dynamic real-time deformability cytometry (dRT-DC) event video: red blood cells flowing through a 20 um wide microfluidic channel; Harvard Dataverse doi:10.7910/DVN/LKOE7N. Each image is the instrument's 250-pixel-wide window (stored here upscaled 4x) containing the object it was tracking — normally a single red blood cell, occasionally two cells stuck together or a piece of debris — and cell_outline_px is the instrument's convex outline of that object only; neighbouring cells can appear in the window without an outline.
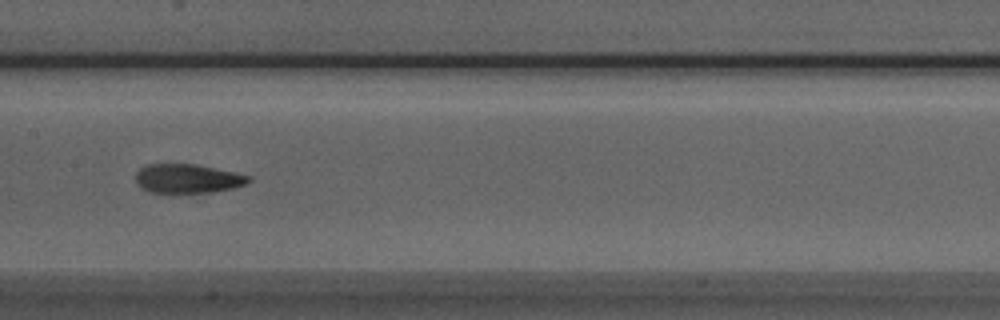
{"species": "Egyptian fruit bat (a non-hibernating species)", "species_latin": "Rousettus aegyptiacus", "temperature_condition": "room temperature", "stored_images_in_passage": 16, "camera_frame_rate_fps": 3000, "um_per_image_px": 0.085, "animal": {"sex": "male"}, "frame": {"image": 1, "passage_image": 12, "time_ms": 3.667, "image_size_px": [1000, 320], "cell_outline_px": [[252, 180], [244, 184], [232, 188], [212, 192], [148, 192], [140, 188], [136, 184], [136, 172], [140, 168], [148, 164], [196, 164], [252, 176]], "centroid_in_image_um": [15.92, 15.17], "position_along_channel_um": 191.5, "area_um2": 19.07}}